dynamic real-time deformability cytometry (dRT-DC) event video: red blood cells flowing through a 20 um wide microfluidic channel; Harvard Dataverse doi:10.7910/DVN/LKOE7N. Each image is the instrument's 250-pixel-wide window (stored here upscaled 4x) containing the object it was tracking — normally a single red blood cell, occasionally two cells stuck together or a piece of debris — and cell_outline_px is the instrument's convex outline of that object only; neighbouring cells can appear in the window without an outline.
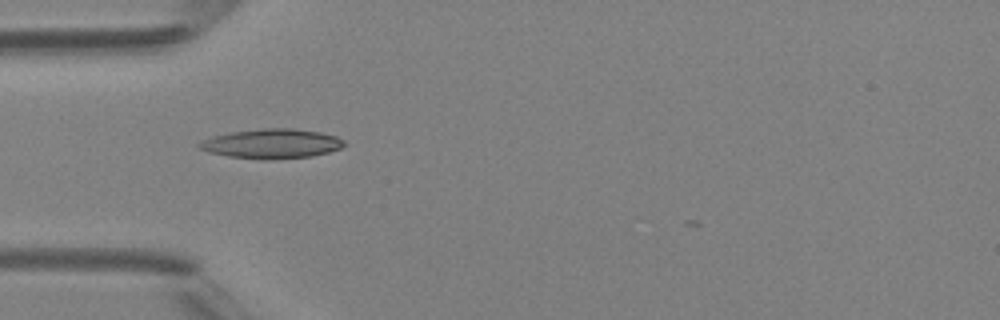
{"species": "Egyptian fruit bat (a non-hibernating species)", "species_latin": "Rousettus aegyptiacus", "temperature_condition": "room temperature", "stored_images_in_passage": 6, "camera_frame_rate_fps": 3000, "um_per_image_px": 0.085, "animal": {"sex": "female"}, "frame": {"image": 1, "passage_image": 4, "time_ms": 4.333, "image_size_px": [1000, 320], "cell_outline_px": [[348, 144], [340, 148], [328, 152], [312, 156], [272, 160], [264, 160], [228, 156], [208, 152], [200, 148], [196, 144], [212, 136], [232, 132], [264, 128], [292, 128], [320, 132], [336, 136], [344, 140]], "centroid_in_image_um": [23.12, 12.22], "position_along_channel_um": 61.9, "area_um2": 25.03}}
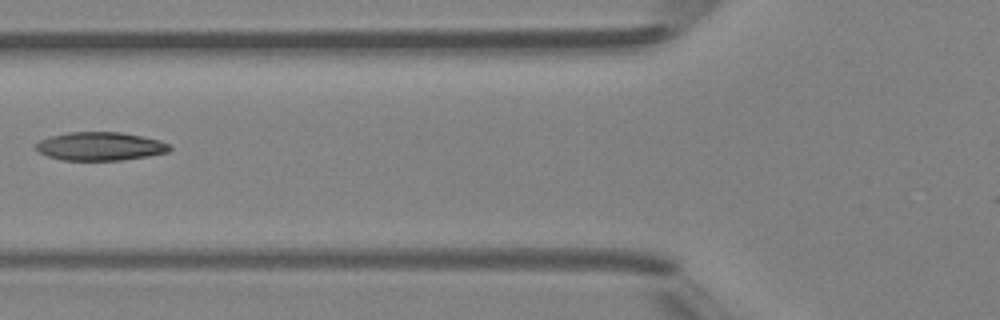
{"frame": {"image": 2, "passage_image": 5, "time_ms": 5.667, "image_size_px": [1000, 320], "cell_outline_px": [[172, 148], [168, 152], [148, 156], [120, 160], [64, 160], [48, 156], [40, 152], [36, 148], [36, 144], [40, 140], [52, 136], [68, 132], [120, 132], [160, 140], [172, 144]], "centroid_in_image_um": [8.56, 12.43], "position_along_channel_um": 117.2, "area_um2": 22.02}}
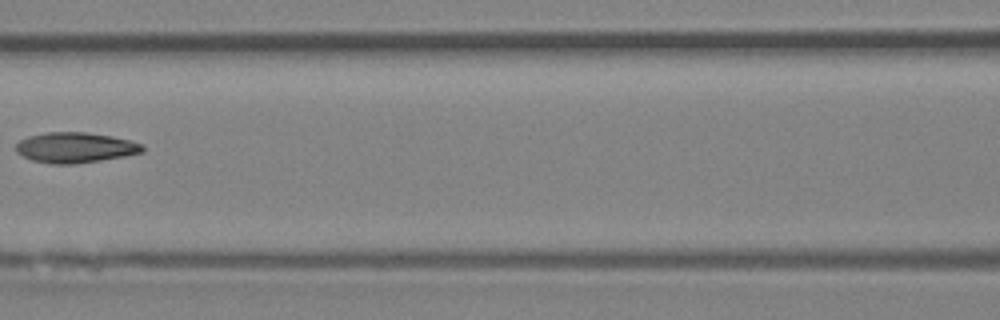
{"frame": {"image": 3, "passage_image": 6, "time_ms": 6.667, "image_size_px": [1000, 320], "cell_outline_px": [[144, 152], [124, 156], [100, 160], [72, 164], [52, 164], [32, 160], [16, 152], [16, 144], [20, 140], [28, 136], [48, 132], [88, 132], [112, 136], [144, 144]], "centroid_in_image_um": [6.4, 12.54], "position_along_channel_um": 160.2, "area_um2": 22.37}}